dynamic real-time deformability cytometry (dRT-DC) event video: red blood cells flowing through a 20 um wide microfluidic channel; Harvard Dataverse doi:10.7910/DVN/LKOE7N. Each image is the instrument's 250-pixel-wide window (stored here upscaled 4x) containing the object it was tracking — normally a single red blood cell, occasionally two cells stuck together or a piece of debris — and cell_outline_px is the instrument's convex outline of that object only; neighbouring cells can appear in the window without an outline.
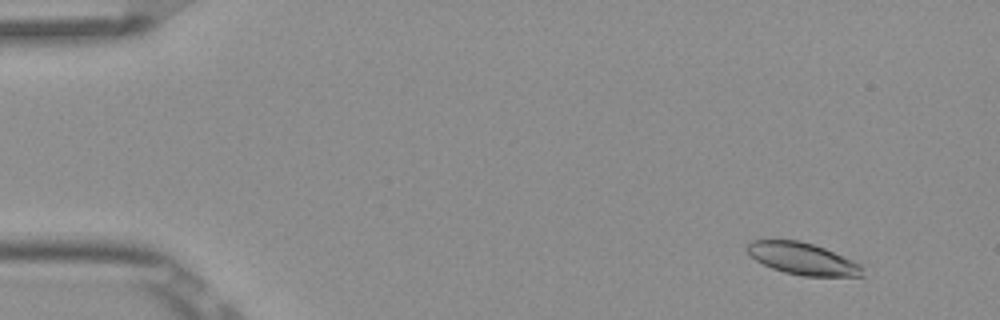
{"species": "Egyptian fruit bat (a non-hibernating species)", "species_latin": "Rousettus aegyptiacus", "temperature_condition": "room temperature", "stored_images_in_passage": 5, "camera_frame_rate_fps": 3000, "um_per_image_px": 0.085, "frame": {"image": 1, "passage_image": 2, "time_ms": 0.333, "image_size_px": [1000, 320], "cell_outline_px": [[864, 276], [804, 276], [784, 272], [772, 268], [756, 260], [744, 248], [752, 240], [800, 240], [824, 248], [852, 260], [860, 264], [864, 268]], "centroid_in_image_um": [68.23, 21.99], "position_along_channel_um": 16.8, "area_um2": 21.33}}